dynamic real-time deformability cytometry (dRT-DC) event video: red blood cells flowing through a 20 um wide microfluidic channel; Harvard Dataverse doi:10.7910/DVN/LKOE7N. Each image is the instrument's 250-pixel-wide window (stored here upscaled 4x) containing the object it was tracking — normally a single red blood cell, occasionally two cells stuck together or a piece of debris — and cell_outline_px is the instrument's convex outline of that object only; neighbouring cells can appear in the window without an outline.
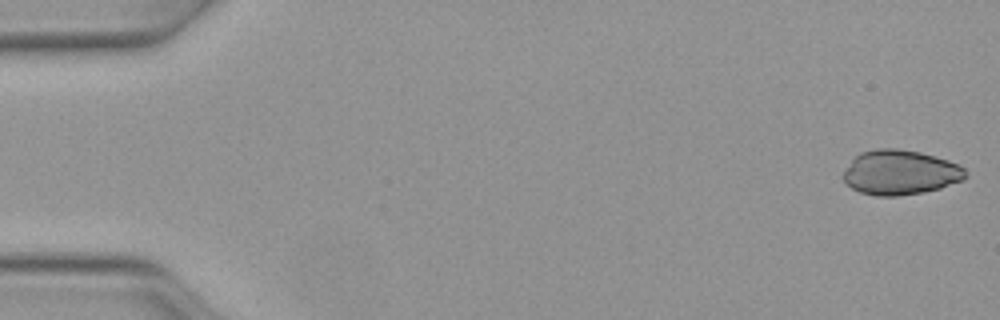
{"species": "Egyptian fruit bat (a non-hibernating species)", "species_latin": "Rousettus aegyptiacus", "temperature_condition": "warm", "stored_images_in_passage": 50, "camera_frame_rate_fps": 3000, "um_per_image_px": 0.085, "animal": {"sex": "female"}, "frame": {"image": 1, "passage_image": 1, "time_ms": 0.0, "image_size_px": [1000, 320], "cell_outline_px": [[968, 176], [964, 180], [940, 188], [924, 192], [896, 196], [876, 196], [860, 192], [852, 188], [844, 180], [844, 172], [852, 160], [860, 152], [876, 148], [896, 148], [920, 152], [948, 160], [960, 164], [964, 168]], "centroid_in_image_um": [76.55, 14.65], "position_along_channel_um": 8.4, "area_um2": 31.91}}
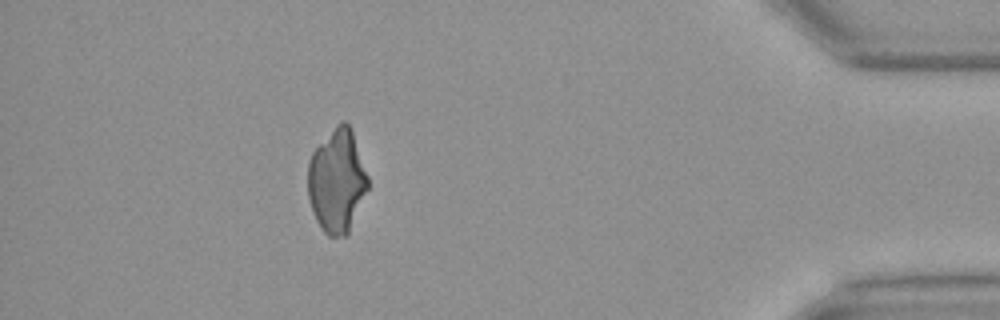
{"frame": {"image": 2, "passage_image": 44, "time_ms": 14.333, "image_size_px": [1000, 320], "cell_outline_px": [[368, 188], [348, 232], [344, 236], [328, 236], [324, 232], [316, 220], [312, 212], [308, 196], [308, 160], [312, 152], [336, 124], [344, 120], [348, 124], [352, 132], [368, 176]], "centroid_in_image_um": [28.61, 15.37], "position_along_channel_um": 406.6, "area_um2": 35.84}}